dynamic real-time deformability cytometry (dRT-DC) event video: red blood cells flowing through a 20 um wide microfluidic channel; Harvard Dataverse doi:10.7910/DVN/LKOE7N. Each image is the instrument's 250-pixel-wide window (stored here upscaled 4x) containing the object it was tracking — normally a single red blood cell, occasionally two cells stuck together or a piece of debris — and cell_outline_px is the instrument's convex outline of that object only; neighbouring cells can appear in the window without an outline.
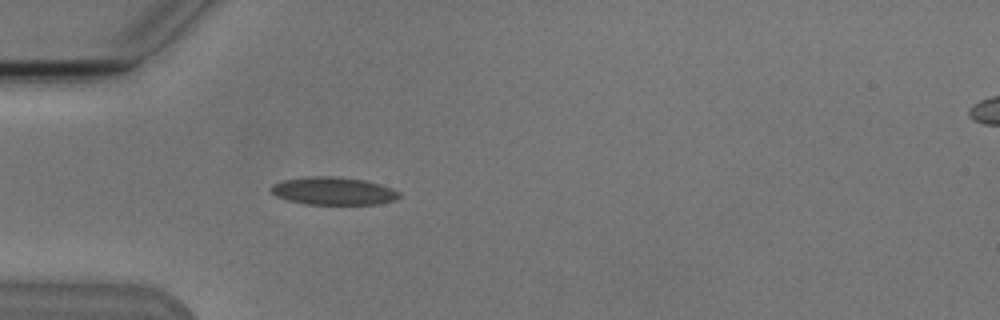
{"species": "Egyptian fruit bat (a non-hibernating species)", "species_latin": "Rousettus aegyptiacus", "temperature_condition": "cold", "stored_images_in_passage": 1, "camera_frame_rate_fps": 3000, "um_per_image_px": 0.085, "animal": {"sex": "male"}, "frame": {"image": 1, "passage_image": 1, "time_ms": 0.0, "image_size_px": [1000, 320], "cell_outline_px": [[400, 196], [396, 200], [376, 204], [304, 204], [288, 200], [276, 196], [268, 188], [272, 184], [284, 180], [312, 176], [332, 176], [364, 180], [380, 184], [392, 188], [400, 192]], "centroid_in_image_um": [28.33, 16.23], "position_along_channel_um": 56.7, "area_um2": 20.75}}